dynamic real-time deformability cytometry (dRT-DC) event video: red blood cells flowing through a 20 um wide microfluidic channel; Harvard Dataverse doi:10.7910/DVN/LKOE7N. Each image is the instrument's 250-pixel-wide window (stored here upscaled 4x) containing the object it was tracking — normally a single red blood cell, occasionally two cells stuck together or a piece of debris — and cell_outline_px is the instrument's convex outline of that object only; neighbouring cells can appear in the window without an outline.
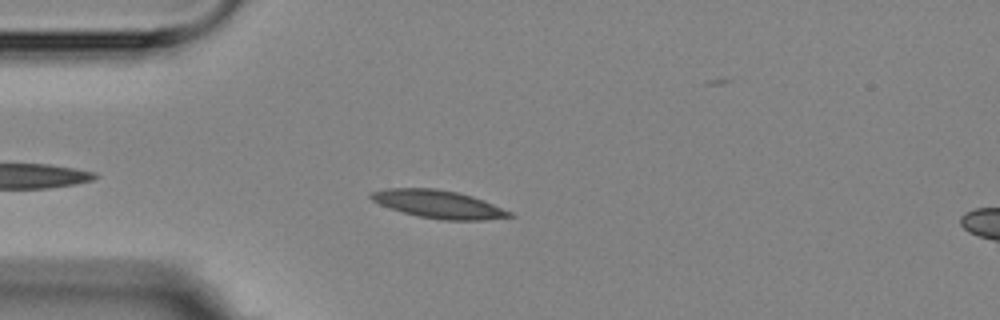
{"species": "Egyptian fruit bat (a non-hibernating species)", "species_latin": "Rousettus aegyptiacus", "temperature_condition": "room temperature", "stored_images_in_passage": 5, "camera_frame_rate_fps": 3000, "um_per_image_px": 0.085, "animal": {"sex": "female"}, "frame": {"image": 1, "passage_image": 5, "time_ms": 4.333, "image_size_px": [1000, 320], "cell_outline_px": [[516, 216], [484, 220], [444, 220], [420, 216], [404, 212], [380, 204], [372, 200], [368, 196], [372, 192], [388, 188], [432, 188], [456, 192], [472, 196], [484, 200], [512, 212]], "centroid_in_image_um": [37.31, 17.36], "position_along_channel_um": 47.7, "area_um2": 22.25}}